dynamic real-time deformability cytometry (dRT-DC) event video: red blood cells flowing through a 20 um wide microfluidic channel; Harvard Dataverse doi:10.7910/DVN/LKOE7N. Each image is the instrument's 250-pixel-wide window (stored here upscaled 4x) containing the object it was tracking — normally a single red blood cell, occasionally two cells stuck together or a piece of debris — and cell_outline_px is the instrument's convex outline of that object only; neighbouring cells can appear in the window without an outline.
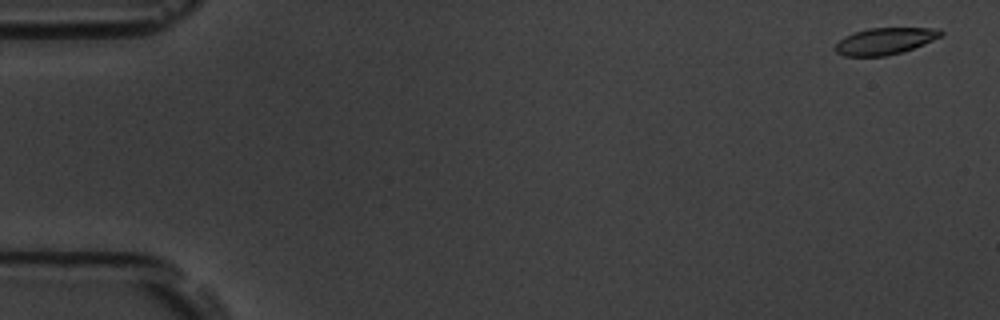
{"species": "common noctule bat (a hibernating species)", "species_latin": "Nyctalus noctula", "temperature_condition": "room temperature", "stored_images_in_passage": 9, "camera_frame_rate_fps": 3000, "um_per_image_px": 0.085, "animal": {"sex": "male", "body_mass_g": 19.5, "forearm_length_mm": 54.6}, "frame": {"image": 1, "passage_image": 1, "time_ms": 0.0, "image_size_px": [1000, 320], "cell_outline_px": [[944, 32], [940, 36], [932, 40], [912, 48], [900, 52], [884, 56], [844, 56], [836, 52], [836, 44], [844, 36], [868, 28], [940, 28]], "centroid_in_image_um": [75.21, 3.48], "position_along_channel_um": 9.8, "area_um2": 16.13}}
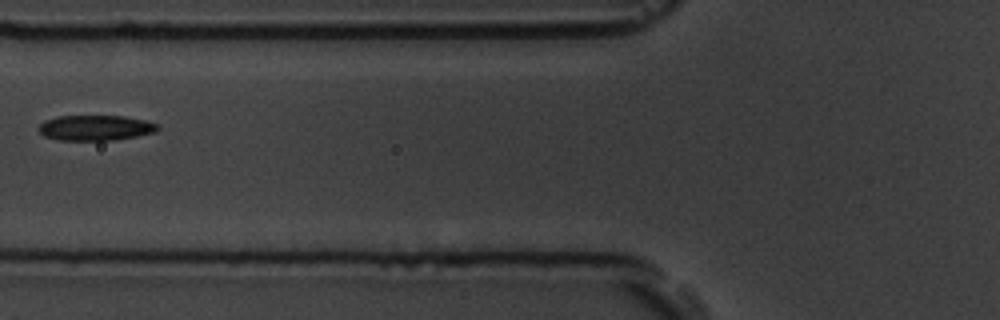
{"frame": {"image": 2, "passage_image": 7, "time_ms": 7.0, "image_size_px": [1000, 320], "cell_outline_px": [[160, 128], [156, 132], [116, 140], [60, 140], [44, 136], [36, 128], [44, 120], [56, 116], [124, 116], [144, 120], [156, 124]], "centroid_in_image_um": [8.08, 10.86], "position_along_channel_um": 117.7, "area_um2": 17.63}}
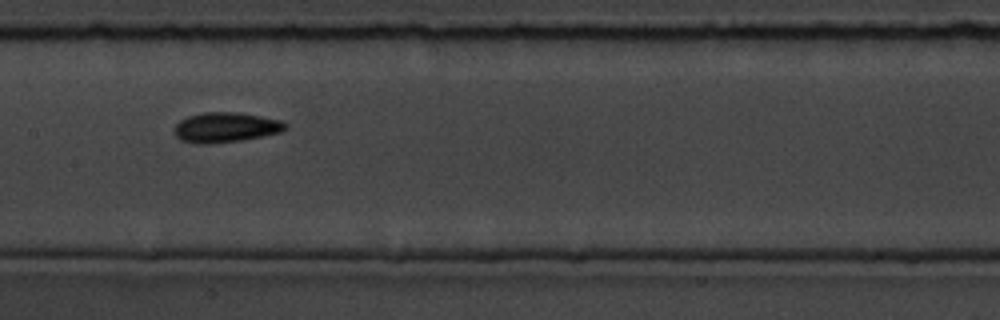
{"frame": {"image": 3, "passage_image": 9, "time_ms": 9.0, "image_size_px": [1000, 320], "cell_outline_px": [[288, 128], [280, 132], [264, 136], [240, 140], [208, 144], [200, 144], [180, 140], [172, 132], [172, 128], [180, 120], [188, 116], [204, 112], [240, 112], [284, 120], [288, 124]], "centroid_in_image_um": [19.19, 10.82], "position_along_channel_um": 188.2, "area_um2": 19.77}}